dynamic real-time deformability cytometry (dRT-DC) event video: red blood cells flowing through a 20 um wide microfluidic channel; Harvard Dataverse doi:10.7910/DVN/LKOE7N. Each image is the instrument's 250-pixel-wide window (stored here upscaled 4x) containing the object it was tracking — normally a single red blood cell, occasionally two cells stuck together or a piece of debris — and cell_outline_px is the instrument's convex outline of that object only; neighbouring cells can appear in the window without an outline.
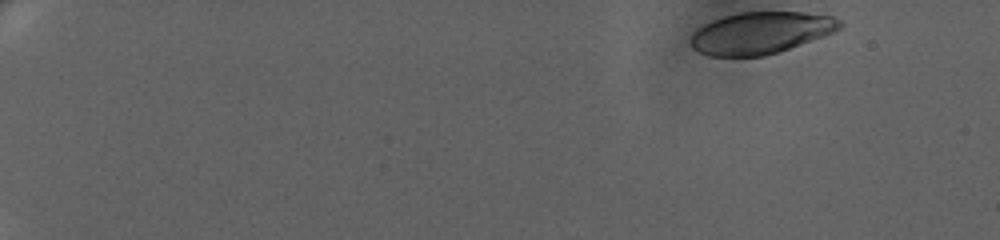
{"species": "human", "species_latin": "Homo sapiens", "temperature_condition": "warm", "stored_images_in_passage": 59, "camera_frame_rate_fps": 3000, "um_per_image_px": 0.085, "donor": {"sex": "female"}, "frame": {"image": 1, "passage_image": 1, "time_ms": 0.0, "image_size_px": [1000, 240], "cell_outline_px": [[844, 24], [840, 28], [824, 36], [764, 56], [708, 56], [692, 48], [688, 40], [692, 32], [696, 28], [712, 20], [724, 16], [740, 12], [804, 12], [832, 16], [840, 20]], "centroid_in_image_um": [64.61, 2.79], "position_along_channel_um": 20.4, "area_um2": 36.41}}
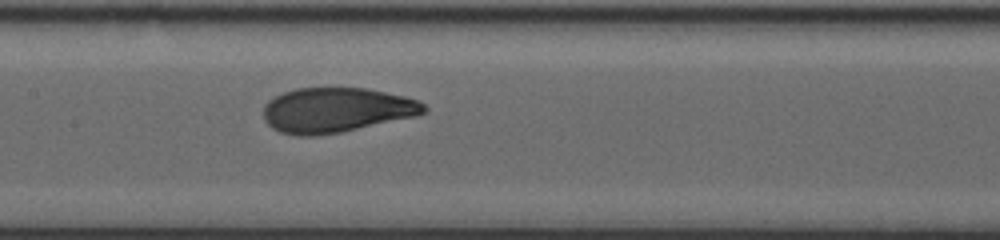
{"frame": {"image": 2, "passage_image": 32, "time_ms": 10.333, "image_size_px": [1000, 240], "cell_outline_px": [[428, 108], [424, 112], [416, 116], [340, 132], [316, 136], [296, 136], [280, 132], [272, 128], [264, 120], [264, 104], [268, 100], [284, 92], [296, 88], [364, 88], [404, 96], [416, 100], [424, 104]], "centroid_in_image_um": [28.55, 9.36], "position_along_channel_um": 178.9, "area_um2": 41.79}}
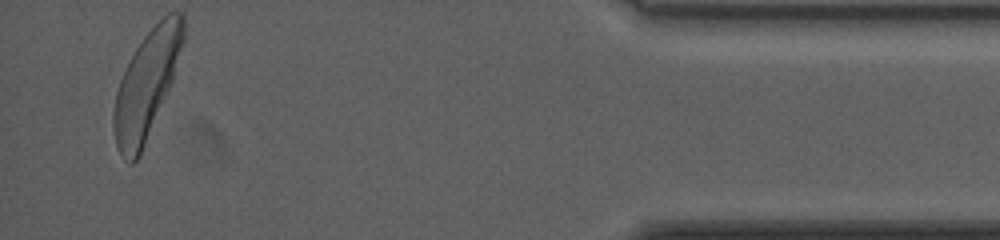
{"frame": {"image": 3, "passage_image": 59, "time_ms": 19.333, "image_size_px": [1000, 240], "cell_outline_px": [[184, 40], [172, 80], [140, 156], [132, 164], [128, 164], [124, 160], [116, 144], [112, 128], [112, 112], [116, 92], [120, 80], [136, 48], [144, 36], [168, 12], [184, 12]], "centroid_in_image_um": [12.44, 7.22], "position_along_channel_um": 422.8, "area_um2": 43.06}, "authors_computed_cell_mechanics": {"area_um2": 41.6738, "velocity_mm_per_s": 3.2749, "shape_relaxation_time_tau1_ms": 3.6098, "shape_relaxation_time_tau2_ms": 0.9547, "deformation_change_tau1": 0.1737, "deformation_change_tau2": 0.0654}}